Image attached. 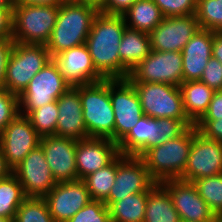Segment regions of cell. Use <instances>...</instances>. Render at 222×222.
<instances>
[{
    "mask_svg": "<svg viewBox=\"0 0 222 222\" xmlns=\"http://www.w3.org/2000/svg\"><path fill=\"white\" fill-rule=\"evenodd\" d=\"M123 15L99 12L86 39L95 69L105 79H120L119 45L126 29Z\"/></svg>",
    "mask_w": 222,
    "mask_h": 222,
    "instance_id": "1",
    "label": "cell"
},
{
    "mask_svg": "<svg viewBox=\"0 0 222 222\" xmlns=\"http://www.w3.org/2000/svg\"><path fill=\"white\" fill-rule=\"evenodd\" d=\"M99 10L91 5L65 0L59 6L56 24L46 44L50 57L86 43Z\"/></svg>",
    "mask_w": 222,
    "mask_h": 222,
    "instance_id": "2",
    "label": "cell"
},
{
    "mask_svg": "<svg viewBox=\"0 0 222 222\" xmlns=\"http://www.w3.org/2000/svg\"><path fill=\"white\" fill-rule=\"evenodd\" d=\"M196 126L189 127L182 135L163 144L151 146L140 157L149 175L156 183L179 179L186 168Z\"/></svg>",
    "mask_w": 222,
    "mask_h": 222,
    "instance_id": "3",
    "label": "cell"
},
{
    "mask_svg": "<svg viewBox=\"0 0 222 222\" xmlns=\"http://www.w3.org/2000/svg\"><path fill=\"white\" fill-rule=\"evenodd\" d=\"M82 115L89 138L114 142V110L110 100V79L79 86Z\"/></svg>",
    "mask_w": 222,
    "mask_h": 222,
    "instance_id": "4",
    "label": "cell"
},
{
    "mask_svg": "<svg viewBox=\"0 0 222 222\" xmlns=\"http://www.w3.org/2000/svg\"><path fill=\"white\" fill-rule=\"evenodd\" d=\"M59 7L17 5L13 7V35L17 43L46 45L56 24Z\"/></svg>",
    "mask_w": 222,
    "mask_h": 222,
    "instance_id": "5",
    "label": "cell"
},
{
    "mask_svg": "<svg viewBox=\"0 0 222 222\" xmlns=\"http://www.w3.org/2000/svg\"><path fill=\"white\" fill-rule=\"evenodd\" d=\"M52 58L43 44L14 42L5 73L4 89L17 95Z\"/></svg>",
    "mask_w": 222,
    "mask_h": 222,
    "instance_id": "6",
    "label": "cell"
},
{
    "mask_svg": "<svg viewBox=\"0 0 222 222\" xmlns=\"http://www.w3.org/2000/svg\"><path fill=\"white\" fill-rule=\"evenodd\" d=\"M70 87L52 59L18 95L20 114L27 116L32 110L57 101Z\"/></svg>",
    "mask_w": 222,
    "mask_h": 222,
    "instance_id": "7",
    "label": "cell"
},
{
    "mask_svg": "<svg viewBox=\"0 0 222 222\" xmlns=\"http://www.w3.org/2000/svg\"><path fill=\"white\" fill-rule=\"evenodd\" d=\"M131 83L137 91L144 115L155 119L190 120L178 86L165 83Z\"/></svg>",
    "mask_w": 222,
    "mask_h": 222,
    "instance_id": "8",
    "label": "cell"
},
{
    "mask_svg": "<svg viewBox=\"0 0 222 222\" xmlns=\"http://www.w3.org/2000/svg\"><path fill=\"white\" fill-rule=\"evenodd\" d=\"M130 82L165 83L180 86L183 82L182 52L154 51L129 73Z\"/></svg>",
    "mask_w": 222,
    "mask_h": 222,
    "instance_id": "9",
    "label": "cell"
},
{
    "mask_svg": "<svg viewBox=\"0 0 222 222\" xmlns=\"http://www.w3.org/2000/svg\"><path fill=\"white\" fill-rule=\"evenodd\" d=\"M155 183L140 156L119 154L116 157L115 182L104 203L109 207L128 195L148 191Z\"/></svg>",
    "mask_w": 222,
    "mask_h": 222,
    "instance_id": "10",
    "label": "cell"
},
{
    "mask_svg": "<svg viewBox=\"0 0 222 222\" xmlns=\"http://www.w3.org/2000/svg\"><path fill=\"white\" fill-rule=\"evenodd\" d=\"M110 100L114 110V142L119 143L144 115L133 84L126 79H110Z\"/></svg>",
    "mask_w": 222,
    "mask_h": 222,
    "instance_id": "11",
    "label": "cell"
},
{
    "mask_svg": "<svg viewBox=\"0 0 222 222\" xmlns=\"http://www.w3.org/2000/svg\"><path fill=\"white\" fill-rule=\"evenodd\" d=\"M222 173V143L204 137L196 129L186 168L179 179L193 182Z\"/></svg>",
    "mask_w": 222,
    "mask_h": 222,
    "instance_id": "12",
    "label": "cell"
},
{
    "mask_svg": "<svg viewBox=\"0 0 222 222\" xmlns=\"http://www.w3.org/2000/svg\"><path fill=\"white\" fill-rule=\"evenodd\" d=\"M40 138L29 118L20 113L4 128L0 134V146L11 170L40 145Z\"/></svg>",
    "mask_w": 222,
    "mask_h": 222,
    "instance_id": "13",
    "label": "cell"
},
{
    "mask_svg": "<svg viewBox=\"0 0 222 222\" xmlns=\"http://www.w3.org/2000/svg\"><path fill=\"white\" fill-rule=\"evenodd\" d=\"M12 173L27 197H45L57 183L41 145L31 150Z\"/></svg>",
    "mask_w": 222,
    "mask_h": 222,
    "instance_id": "14",
    "label": "cell"
},
{
    "mask_svg": "<svg viewBox=\"0 0 222 222\" xmlns=\"http://www.w3.org/2000/svg\"><path fill=\"white\" fill-rule=\"evenodd\" d=\"M160 184L170 194L182 222L222 221L209 209L192 182L170 179Z\"/></svg>",
    "mask_w": 222,
    "mask_h": 222,
    "instance_id": "15",
    "label": "cell"
},
{
    "mask_svg": "<svg viewBox=\"0 0 222 222\" xmlns=\"http://www.w3.org/2000/svg\"><path fill=\"white\" fill-rule=\"evenodd\" d=\"M199 29V22L195 14L165 17L149 34L151 50L181 52Z\"/></svg>",
    "mask_w": 222,
    "mask_h": 222,
    "instance_id": "16",
    "label": "cell"
},
{
    "mask_svg": "<svg viewBox=\"0 0 222 222\" xmlns=\"http://www.w3.org/2000/svg\"><path fill=\"white\" fill-rule=\"evenodd\" d=\"M40 145L57 183L78 180L75 157L77 140L47 135L40 138Z\"/></svg>",
    "mask_w": 222,
    "mask_h": 222,
    "instance_id": "17",
    "label": "cell"
},
{
    "mask_svg": "<svg viewBox=\"0 0 222 222\" xmlns=\"http://www.w3.org/2000/svg\"><path fill=\"white\" fill-rule=\"evenodd\" d=\"M44 198L55 222H67L92 200L83 180L56 183Z\"/></svg>",
    "mask_w": 222,
    "mask_h": 222,
    "instance_id": "18",
    "label": "cell"
},
{
    "mask_svg": "<svg viewBox=\"0 0 222 222\" xmlns=\"http://www.w3.org/2000/svg\"><path fill=\"white\" fill-rule=\"evenodd\" d=\"M52 59L71 87L87 85L105 79L95 69L86 44L65 50Z\"/></svg>",
    "mask_w": 222,
    "mask_h": 222,
    "instance_id": "19",
    "label": "cell"
},
{
    "mask_svg": "<svg viewBox=\"0 0 222 222\" xmlns=\"http://www.w3.org/2000/svg\"><path fill=\"white\" fill-rule=\"evenodd\" d=\"M118 144L106 138L77 140L76 169L78 180L106 167L119 155Z\"/></svg>",
    "mask_w": 222,
    "mask_h": 222,
    "instance_id": "20",
    "label": "cell"
},
{
    "mask_svg": "<svg viewBox=\"0 0 222 222\" xmlns=\"http://www.w3.org/2000/svg\"><path fill=\"white\" fill-rule=\"evenodd\" d=\"M58 120L56 136L81 140L89 138L82 115L79 86L70 87L57 99Z\"/></svg>",
    "mask_w": 222,
    "mask_h": 222,
    "instance_id": "21",
    "label": "cell"
},
{
    "mask_svg": "<svg viewBox=\"0 0 222 222\" xmlns=\"http://www.w3.org/2000/svg\"><path fill=\"white\" fill-rule=\"evenodd\" d=\"M215 31L199 29L182 49L183 82L200 80L212 57Z\"/></svg>",
    "mask_w": 222,
    "mask_h": 222,
    "instance_id": "22",
    "label": "cell"
},
{
    "mask_svg": "<svg viewBox=\"0 0 222 222\" xmlns=\"http://www.w3.org/2000/svg\"><path fill=\"white\" fill-rule=\"evenodd\" d=\"M150 52V35L126 27L119 45L120 79H126L130 71Z\"/></svg>",
    "mask_w": 222,
    "mask_h": 222,
    "instance_id": "23",
    "label": "cell"
},
{
    "mask_svg": "<svg viewBox=\"0 0 222 222\" xmlns=\"http://www.w3.org/2000/svg\"><path fill=\"white\" fill-rule=\"evenodd\" d=\"M156 119L143 115L130 132L118 143L119 153L140 156L155 146Z\"/></svg>",
    "mask_w": 222,
    "mask_h": 222,
    "instance_id": "24",
    "label": "cell"
},
{
    "mask_svg": "<svg viewBox=\"0 0 222 222\" xmlns=\"http://www.w3.org/2000/svg\"><path fill=\"white\" fill-rule=\"evenodd\" d=\"M179 88L187 117L196 124L207 112L214 90L200 80L182 82Z\"/></svg>",
    "mask_w": 222,
    "mask_h": 222,
    "instance_id": "25",
    "label": "cell"
},
{
    "mask_svg": "<svg viewBox=\"0 0 222 222\" xmlns=\"http://www.w3.org/2000/svg\"><path fill=\"white\" fill-rule=\"evenodd\" d=\"M144 222H182L170 194L160 183L148 190Z\"/></svg>",
    "mask_w": 222,
    "mask_h": 222,
    "instance_id": "26",
    "label": "cell"
},
{
    "mask_svg": "<svg viewBox=\"0 0 222 222\" xmlns=\"http://www.w3.org/2000/svg\"><path fill=\"white\" fill-rule=\"evenodd\" d=\"M123 17L128 28L148 34L165 18L153 0H137Z\"/></svg>",
    "mask_w": 222,
    "mask_h": 222,
    "instance_id": "27",
    "label": "cell"
},
{
    "mask_svg": "<svg viewBox=\"0 0 222 222\" xmlns=\"http://www.w3.org/2000/svg\"><path fill=\"white\" fill-rule=\"evenodd\" d=\"M147 196L148 191L113 202L108 207L111 222H144Z\"/></svg>",
    "mask_w": 222,
    "mask_h": 222,
    "instance_id": "28",
    "label": "cell"
},
{
    "mask_svg": "<svg viewBox=\"0 0 222 222\" xmlns=\"http://www.w3.org/2000/svg\"><path fill=\"white\" fill-rule=\"evenodd\" d=\"M27 198L17 177L11 173L0 180V217L12 218Z\"/></svg>",
    "mask_w": 222,
    "mask_h": 222,
    "instance_id": "29",
    "label": "cell"
},
{
    "mask_svg": "<svg viewBox=\"0 0 222 222\" xmlns=\"http://www.w3.org/2000/svg\"><path fill=\"white\" fill-rule=\"evenodd\" d=\"M116 177V158L106 167L86 176L83 181L92 200L105 201Z\"/></svg>",
    "mask_w": 222,
    "mask_h": 222,
    "instance_id": "30",
    "label": "cell"
},
{
    "mask_svg": "<svg viewBox=\"0 0 222 222\" xmlns=\"http://www.w3.org/2000/svg\"><path fill=\"white\" fill-rule=\"evenodd\" d=\"M216 217L222 219V173L192 182Z\"/></svg>",
    "mask_w": 222,
    "mask_h": 222,
    "instance_id": "31",
    "label": "cell"
},
{
    "mask_svg": "<svg viewBox=\"0 0 222 222\" xmlns=\"http://www.w3.org/2000/svg\"><path fill=\"white\" fill-rule=\"evenodd\" d=\"M13 222H55L44 197H27L19 206Z\"/></svg>",
    "mask_w": 222,
    "mask_h": 222,
    "instance_id": "32",
    "label": "cell"
},
{
    "mask_svg": "<svg viewBox=\"0 0 222 222\" xmlns=\"http://www.w3.org/2000/svg\"><path fill=\"white\" fill-rule=\"evenodd\" d=\"M58 116L57 101L34 109L27 115L32 126L41 137L55 135Z\"/></svg>",
    "mask_w": 222,
    "mask_h": 222,
    "instance_id": "33",
    "label": "cell"
},
{
    "mask_svg": "<svg viewBox=\"0 0 222 222\" xmlns=\"http://www.w3.org/2000/svg\"><path fill=\"white\" fill-rule=\"evenodd\" d=\"M195 15L200 29L222 32V0H197Z\"/></svg>",
    "mask_w": 222,
    "mask_h": 222,
    "instance_id": "34",
    "label": "cell"
},
{
    "mask_svg": "<svg viewBox=\"0 0 222 222\" xmlns=\"http://www.w3.org/2000/svg\"><path fill=\"white\" fill-rule=\"evenodd\" d=\"M193 125L195 124L191 120H180L175 118L156 119L155 146L182 135Z\"/></svg>",
    "mask_w": 222,
    "mask_h": 222,
    "instance_id": "35",
    "label": "cell"
},
{
    "mask_svg": "<svg viewBox=\"0 0 222 222\" xmlns=\"http://www.w3.org/2000/svg\"><path fill=\"white\" fill-rule=\"evenodd\" d=\"M67 222H111V219L103 201L91 200Z\"/></svg>",
    "mask_w": 222,
    "mask_h": 222,
    "instance_id": "36",
    "label": "cell"
},
{
    "mask_svg": "<svg viewBox=\"0 0 222 222\" xmlns=\"http://www.w3.org/2000/svg\"><path fill=\"white\" fill-rule=\"evenodd\" d=\"M164 17L188 16L196 13L197 0H153Z\"/></svg>",
    "mask_w": 222,
    "mask_h": 222,
    "instance_id": "37",
    "label": "cell"
},
{
    "mask_svg": "<svg viewBox=\"0 0 222 222\" xmlns=\"http://www.w3.org/2000/svg\"><path fill=\"white\" fill-rule=\"evenodd\" d=\"M19 113L18 95L4 88L0 89V134Z\"/></svg>",
    "mask_w": 222,
    "mask_h": 222,
    "instance_id": "38",
    "label": "cell"
},
{
    "mask_svg": "<svg viewBox=\"0 0 222 222\" xmlns=\"http://www.w3.org/2000/svg\"><path fill=\"white\" fill-rule=\"evenodd\" d=\"M200 81L214 91L222 90V63L217 58L209 59Z\"/></svg>",
    "mask_w": 222,
    "mask_h": 222,
    "instance_id": "39",
    "label": "cell"
},
{
    "mask_svg": "<svg viewBox=\"0 0 222 222\" xmlns=\"http://www.w3.org/2000/svg\"><path fill=\"white\" fill-rule=\"evenodd\" d=\"M195 126L204 137L222 143V117L218 120H199Z\"/></svg>",
    "mask_w": 222,
    "mask_h": 222,
    "instance_id": "40",
    "label": "cell"
},
{
    "mask_svg": "<svg viewBox=\"0 0 222 222\" xmlns=\"http://www.w3.org/2000/svg\"><path fill=\"white\" fill-rule=\"evenodd\" d=\"M14 46L13 39H0V89L4 88L6 67Z\"/></svg>",
    "mask_w": 222,
    "mask_h": 222,
    "instance_id": "41",
    "label": "cell"
},
{
    "mask_svg": "<svg viewBox=\"0 0 222 222\" xmlns=\"http://www.w3.org/2000/svg\"><path fill=\"white\" fill-rule=\"evenodd\" d=\"M137 0H106L99 12L108 15H123Z\"/></svg>",
    "mask_w": 222,
    "mask_h": 222,
    "instance_id": "42",
    "label": "cell"
},
{
    "mask_svg": "<svg viewBox=\"0 0 222 222\" xmlns=\"http://www.w3.org/2000/svg\"><path fill=\"white\" fill-rule=\"evenodd\" d=\"M13 8H0V39H12Z\"/></svg>",
    "mask_w": 222,
    "mask_h": 222,
    "instance_id": "43",
    "label": "cell"
},
{
    "mask_svg": "<svg viewBox=\"0 0 222 222\" xmlns=\"http://www.w3.org/2000/svg\"><path fill=\"white\" fill-rule=\"evenodd\" d=\"M222 117V90L214 91L207 112L200 120H218Z\"/></svg>",
    "mask_w": 222,
    "mask_h": 222,
    "instance_id": "44",
    "label": "cell"
},
{
    "mask_svg": "<svg viewBox=\"0 0 222 222\" xmlns=\"http://www.w3.org/2000/svg\"><path fill=\"white\" fill-rule=\"evenodd\" d=\"M65 0H11L13 7L17 5H46L59 7Z\"/></svg>",
    "mask_w": 222,
    "mask_h": 222,
    "instance_id": "45",
    "label": "cell"
},
{
    "mask_svg": "<svg viewBox=\"0 0 222 222\" xmlns=\"http://www.w3.org/2000/svg\"><path fill=\"white\" fill-rule=\"evenodd\" d=\"M212 56L222 63V32H216L213 37Z\"/></svg>",
    "mask_w": 222,
    "mask_h": 222,
    "instance_id": "46",
    "label": "cell"
},
{
    "mask_svg": "<svg viewBox=\"0 0 222 222\" xmlns=\"http://www.w3.org/2000/svg\"><path fill=\"white\" fill-rule=\"evenodd\" d=\"M11 173L12 170L6 162L2 148L0 146V180L3 179L4 177H7Z\"/></svg>",
    "mask_w": 222,
    "mask_h": 222,
    "instance_id": "47",
    "label": "cell"
},
{
    "mask_svg": "<svg viewBox=\"0 0 222 222\" xmlns=\"http://www.w3.org/2000/svg\"><path fill=\"white\" fill-rule=\"evenodd\" d=\"M96 7L98 10L104 5L106 0H72Z\"/></svg>",
    "mask_w": 222,
    "mask_h": 222,
    "instance_id": "48",
    "label": "cell"
},
{
    "mask_svg": "<svg viewBox=\"0 0 222 222\" xmlns=\"http://www.w3.org/2000/svg\"><path fill=\"white\" fill-rule=\"evenodd\" d=\"M0 8H13L11 0H0Z\"/></svg>",
    "mask_w": 222,
    "mask_h": 222,
    "instance_id": "49",
    "label": "cell"
},
{
    "mask_svg": "<svg viewBox=\"0 0 222 222\" xmlns=\"http://www.w3.org/2000/svg\"><path fill=\"white\" fill-rule=\"evenodd\" d=\"M0 222H13V219L7 217H0Z\"/></svg>",
    "mask_w": 222,
    "mask_h": 222,
    "instance_id": "50",
    "label": "cell"
},
{
    "mask_svg": "<svg viewBox=\"0 0 222 222\" xmlns=\"http://www.w3.org/2000/svg\"><path fill=\"white\" fill-rule=\"evenodd\" d=\"M205 222H222V221H205Z\"/></svg>",
    "mask_w": 222,
    "mask_h": 222,
    "instance_id": "51",
    "label": "cell"
}]
</instances>
